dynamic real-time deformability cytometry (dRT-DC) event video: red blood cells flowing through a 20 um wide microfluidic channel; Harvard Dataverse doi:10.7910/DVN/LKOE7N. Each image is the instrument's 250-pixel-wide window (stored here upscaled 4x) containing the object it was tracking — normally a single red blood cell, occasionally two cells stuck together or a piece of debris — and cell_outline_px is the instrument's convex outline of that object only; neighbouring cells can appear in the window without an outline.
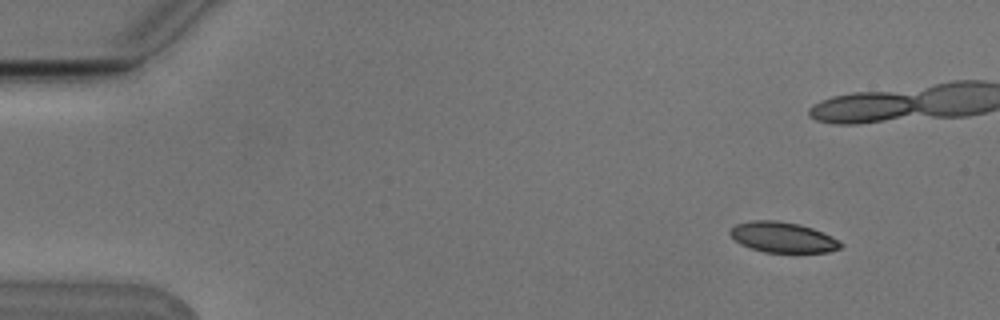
{"species": "Egyptian fruit bat (a non-hibernating species)", "species_latin": "Rousettus aegyptiacus", "temperature_condition": "cold", "stored_images_in_passage": 6, "camera_frame_rate_fps": 3000, "um_per_image_px": 0.085, "animal": {"sex": "male"}, "frame": {"image": 1, "passage_image": 1, "time_ms": 0.0, "image_size_px": [1000, 320], "cell_outline_px": [[844, 244], [840, 248], [828, 252], [764, 252], [740, 244], [728, 232], [736, 224], [752, 220], [776, 220], [800, 224], [812, 228], [832, 236], [840, 240]], "centroid_in_image_um": [66.56, 20.16], "position_along_channel_um": 18.4, "area_um2": 19.59}}
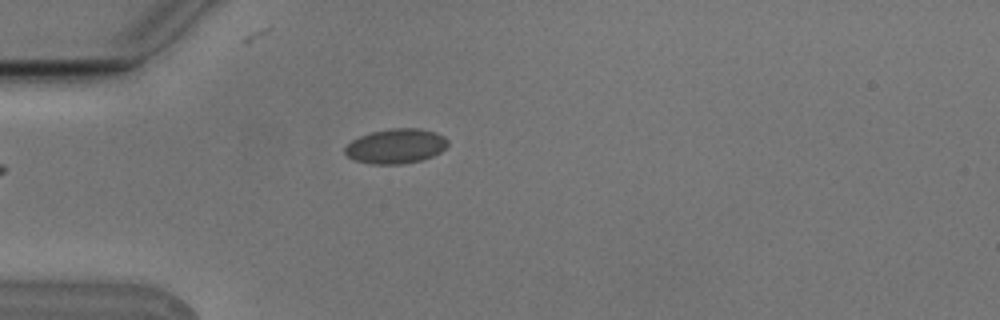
{"frame": {"image": 2, "passage_image": 6, "time_ms": 1.667, "image_size_px": [1000, 320], "cell_outline_px": [[448, 144], [440, 152], [432, 156], [420, 160], [400, 164], [372, 164], [356, 160], [348, 156], [344, 152], [344, 148], [352, 140], [360, 136], [372, 132], [392, 128], [416, 128], [436, 132], [444, 136], [448, 140]], "centroid_in_image_um": [33.65, 12.41], "position_along_channel_um": 51.3, "area_um2": 20.63}}